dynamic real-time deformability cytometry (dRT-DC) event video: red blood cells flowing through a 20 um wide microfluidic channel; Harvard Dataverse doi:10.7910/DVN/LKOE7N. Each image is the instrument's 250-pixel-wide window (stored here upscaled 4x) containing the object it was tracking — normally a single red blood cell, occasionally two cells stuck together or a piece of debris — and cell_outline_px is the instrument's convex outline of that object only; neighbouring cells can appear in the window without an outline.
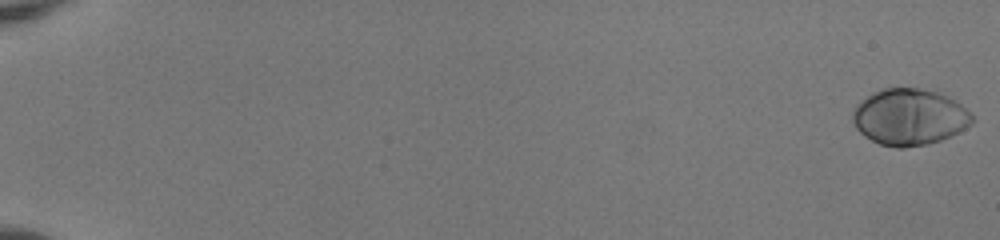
{"species": "human", "species_latin": "Homo sapiens", "temperature_condition": "room temperature", "stored_images_in_passage": 3, "camera_frame_rate_fps": 3000, "um_per_image_px": 0.085, "donor": {"sex": "female"}, "frame": {"image": 1, "passage_image": 1, "time_ms": 0.0, "image_size_px": [1000, 240], "cell_outline_px": [[972, 124], [940, 140], [928, 144], [904, 148], [896, 148], [880, 144], [864, 136], [856, 128], [852, 120], [852, 112], [860, 100], [872, 92], [884, 88], [920, 88], [936, 92], [956, 100], [972, 116]], "centroid_in_image_um": [77.25, 9.94], "position_along_channel_um": 7.8, "area_um2": 39.07}}